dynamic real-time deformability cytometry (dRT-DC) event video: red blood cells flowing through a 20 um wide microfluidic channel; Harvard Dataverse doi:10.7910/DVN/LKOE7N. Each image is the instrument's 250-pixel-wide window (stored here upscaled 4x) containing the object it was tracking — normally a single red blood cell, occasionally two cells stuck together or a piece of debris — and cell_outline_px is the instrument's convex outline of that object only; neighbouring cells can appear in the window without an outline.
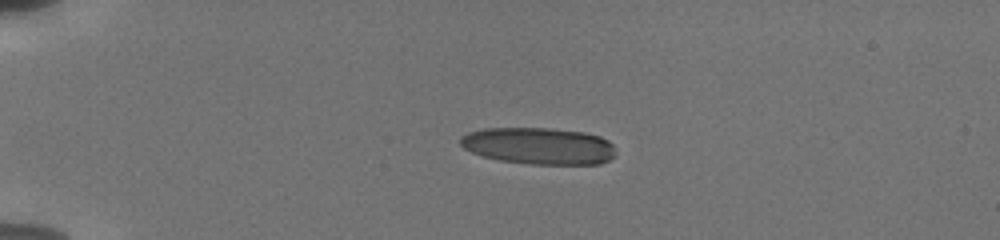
{"species": "human", "species_latin": "Homo sapiens", "temperature_condition": "cold", "stored_images_in_passage": 30, "camera_frame_rate_fps": 3000, "um_per_image_px": 0.085, "donor": {"sex": "male"}, "frame": {"image": 1, "passage_image": 1, "time_ms": 0.0, "image_size_px": [1000, 240], "cell_outline_px": [[612, 156], [608, 160], [600, 164], [532, 164], [500, 160], [484, 156], [472, 152], [464, 148], [460, 144], [460, 136], [468, 132], [484, 128], [552, 128], [584, 132], [600, 136], [608, 140], [612, 144]], "centroid_in_image_um": [45.76, 12.39], "position_along_channel_um": 39.2, "area_um2": 33.18}}
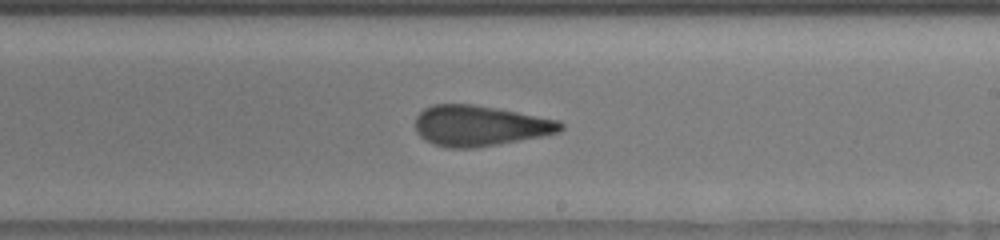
{"frame": {"image": 2, "passage_image": 18, "time_ms": 7.0, "image_size_px": [1000, 240], "cell_outline_px": [[564, 128], [560, 132], [540, 136], [476, 148], [448, 148], [432, 144], [424, 140], [416, 132], [416, 116], [424, 108], [432, 104], [472, 104], [496, 108], [560, 120], [564, 124]], "centroid_in_image_um": [40.76, 10.69], "position_along_channel_um": 248.2, "area_um2": 34.39}}
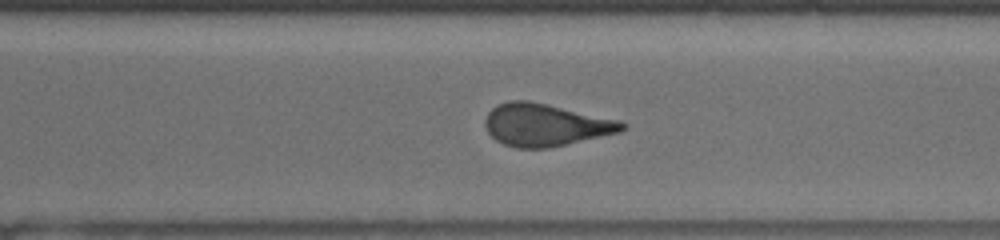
{"frame": {"image": 3, "passage_image": 25, "time_ms": 9.0, "image_size_px": [1000, 240], "cell_outline_px": [[624, 128], [620, 132], [548, 148], [516, 148], [504, 144], [496, 140], [488, 132], [484, 124], [484, 120], [488, 112], [496, 104], [508, 100], [528, 100], [620, 120], [624, 124]], "centroid_in_image_um": [46.31, 10.61], "position_along_channel_um": 324.3, "area_um2": 33.7}}